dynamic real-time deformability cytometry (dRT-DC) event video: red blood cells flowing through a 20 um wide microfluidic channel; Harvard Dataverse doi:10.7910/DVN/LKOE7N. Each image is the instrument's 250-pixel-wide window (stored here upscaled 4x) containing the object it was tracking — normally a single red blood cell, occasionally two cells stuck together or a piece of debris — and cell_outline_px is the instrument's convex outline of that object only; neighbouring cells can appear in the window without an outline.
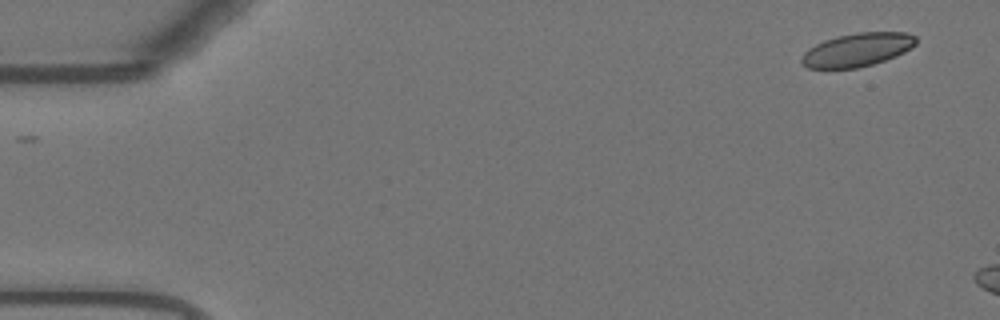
{"species": "Egyptian fruit bat (a non-hibernating species)", "species_latin": "Rousettus aegyptiacus", "temperature_condition": "warm", "stored_images_in_passage": 7, "camera_frame_rate_fps": 3000, "um_per_image_px": 0.085, "animal": {"sex": "female"}, "frame": {"image": 1, "passage_image": 1, "time_ms": 0.0, "image_size_px": [1000, 320], "cell_outline_px": [[916, 44], [904, 52], [896, 56], [872, 64], [856, 68], [808, 68], [800, 60], [804, 52], [808, 48], [824, 40], [836, 36], [856, 32], [908, 32], [916, 36]], "centroid_in_image_um": [72.87, 4.21], "position_along_channel_um": 12.1, "area_um2": 22.25}}